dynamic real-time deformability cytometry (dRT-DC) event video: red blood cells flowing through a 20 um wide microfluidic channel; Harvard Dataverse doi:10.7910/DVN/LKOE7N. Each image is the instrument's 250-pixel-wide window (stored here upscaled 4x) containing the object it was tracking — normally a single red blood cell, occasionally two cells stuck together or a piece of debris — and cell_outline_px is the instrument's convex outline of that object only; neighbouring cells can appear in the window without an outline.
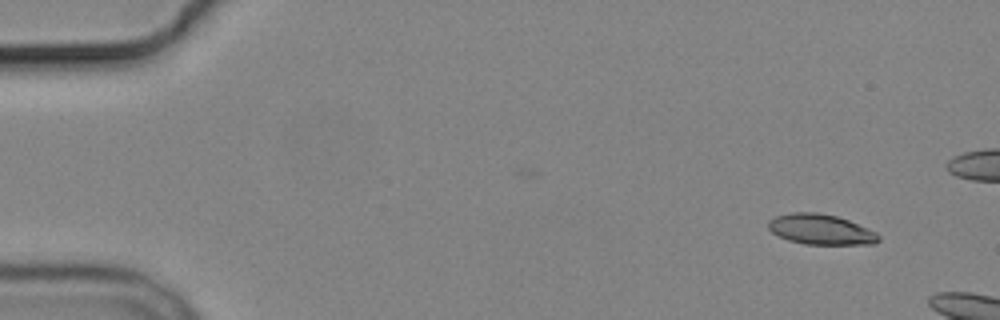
{"species": "common noctule bat (a hibernating species)", "species_latin": "Nyctalus noctula", "temperature_condition": "cold", "stored_images_in_passage": 4, "camera_frame_rate_fps": 3000, "um_per_image_px": 0.085, "animal": {"sex": "male", "body_mass_g": 19.2, "forearm_length_mm": 51.8}, "frame": {"image": 1, "passage_image": 1, "time_ms": 0.0, "image_size_px": [1000, 320], "cell_outline_px": [[880, 240], [876, 244], [804, 244], [788, 240], [772, 232], [768, 228], [768, 220], [776, 216], [792, 212], [816, 212], [836, 216], [848, 220], [876, 232], [880, 236]], "centroid_in_image_um": [69.76, 19.5], "position_along_channel_um": 15.2, "area_um2": 19.42}}